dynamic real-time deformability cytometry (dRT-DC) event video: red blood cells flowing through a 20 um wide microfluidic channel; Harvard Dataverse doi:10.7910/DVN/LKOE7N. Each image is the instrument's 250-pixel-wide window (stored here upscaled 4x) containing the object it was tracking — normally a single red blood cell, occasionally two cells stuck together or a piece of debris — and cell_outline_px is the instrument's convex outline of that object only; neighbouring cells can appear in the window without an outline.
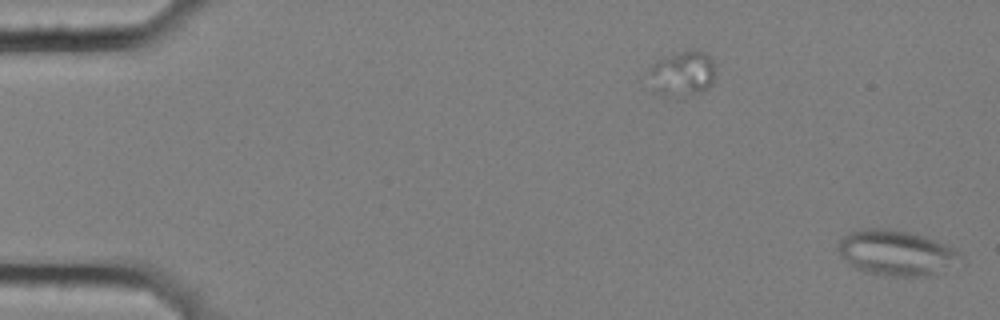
{"species": "common noctule bat (a hibernating species)", "species_latin": "Nyctalus noctula", "temperature_condition": "cold", "stored_images_in_passage": 57, "camera_frame_rate_fps": 3000, "um_per_image_px": 0.085, "animal": {"sex": "female", "body_mass_g": 25.1}, "frame": {"image": 1, "passage_image": 1, "time_ms": 0.0, "image_size_px": [1000, 320], "cell_outline_px": [[964, 264], [924, 276], [888, 276], [864, 272], [848, 264], [836, 248], [840, 240], [848, 232], [864, 228], [880, 228], [908, 232], [924, 236], [944, 244], [960, 252]], "centroid_in_image_um": [76.2, 21.5], "position_along_channel_um": 8.8, "area_um2": 32.48}}
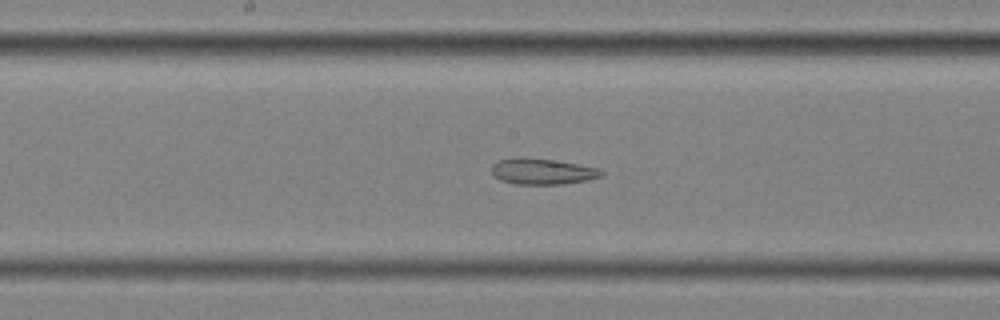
{"frame": {"image": 2, "passage_image": 30, "time_ms": 9.667, "image_size_px": [1000, 320], "cell_outline_px": [[604, 172], [600, 176], [588, 180], [564, 184], [516, 184], [500, 180], [492, 176], [492, 164], [496, 160], [552, 160], [600, 168]], "centroid_in_image_um": [46.13, 14.62], "position_along_channel_um": 202.1, "area_um2": 15.95}}
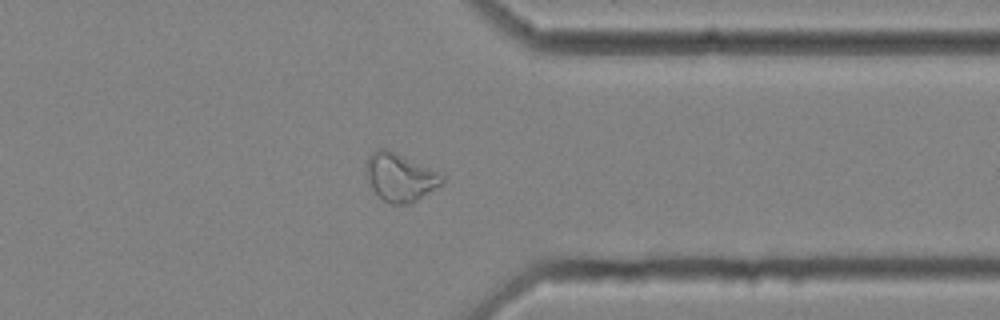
{"frame": {"image": 3, "passage_image": 45, "time_ms": 14.667, "image_size_px": [1000, 320], "cell_outline_px": [[444, 180], [440, 184], [412, 204], [392, 204], [384, 200], [368, 184], [364, 172], [368, 156], [376, 148], [388, 148], [440, 172], [444, 176]], "centroid_in_image_um": [33.97, 15.03], "position_along_channel_um": 377.4, "area_um2": 21.5}, "authors_computed_cell_mechanics": {"area_um2": 24.1026, "velocity_mm_per_s": 3.5654, "shape_relaxation_time_tau1_ms": null, "shape_relaxation_time_tau2_ms": 4.7644, "deformation_change_tau1": null, "deformation_change_tau2": 0.1343}}